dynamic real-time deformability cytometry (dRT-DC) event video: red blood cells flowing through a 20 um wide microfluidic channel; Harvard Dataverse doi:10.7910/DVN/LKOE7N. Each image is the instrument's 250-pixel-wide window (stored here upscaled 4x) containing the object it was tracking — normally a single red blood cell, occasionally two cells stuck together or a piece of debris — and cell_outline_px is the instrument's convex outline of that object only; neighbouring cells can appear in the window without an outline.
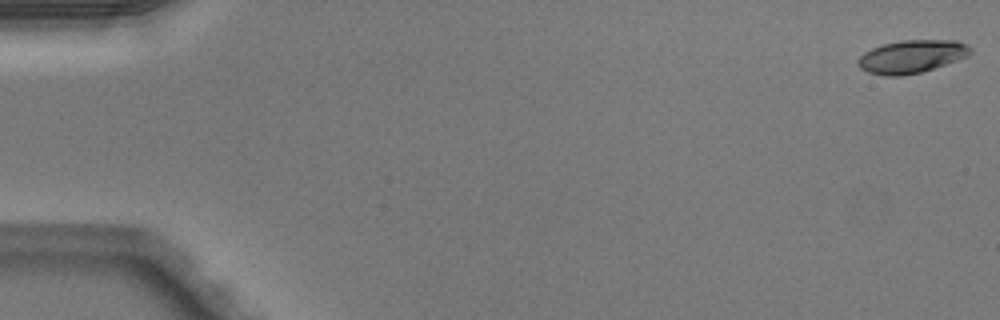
{"species": "Egyptian fruit bat (a non-hibernating species)", "species_latin": "Rousettus aegyptiacus", "temperature_condition": "warm", "stored_images_in_passage": 50, "camera_frame_rate_fps": 3000, "um_per_image_px": 0.085, "animal": {"sex": "male"}, "frame": {"image": 1, "passage_image": 1, "time_ms": 0.0, "image_size_px": [1000, 320], "cell_outline_px": [[972, 52], [968, 56], [920, 72], [900, 76], [884, 76], [868, 72], [860, 68], [856, 64], [856, 60], [864, 52], [872, 48], [884, 44], [900, 40], [956, 40], [972, 48]], "centroid_in_image_um": [77.45, 4.8], "position_along_channel_um": 7.6, "area_um2": 21.5}}
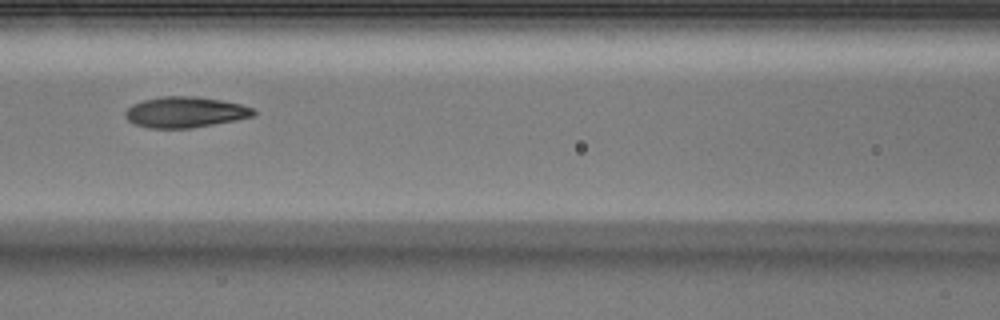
{"frame": {"image": 2, "passage_image": 23, "time_ms": 7.333, "image_size_px": [1000, 320], "cell_outline_px": [[256, 112], [252, 116], [236, 120], [192, 128], [148, 128], [136, 124], [128, 120], [124, 116], [124, 112], [132, 104], [144, 100], [160, 96], [196, 96], [220, 100], [240, 104], [252, 108]], "centroid_in_image_um": [15.71, 9.53], "position_along_channel_um": 150.9, "area_um2": 22.95}}
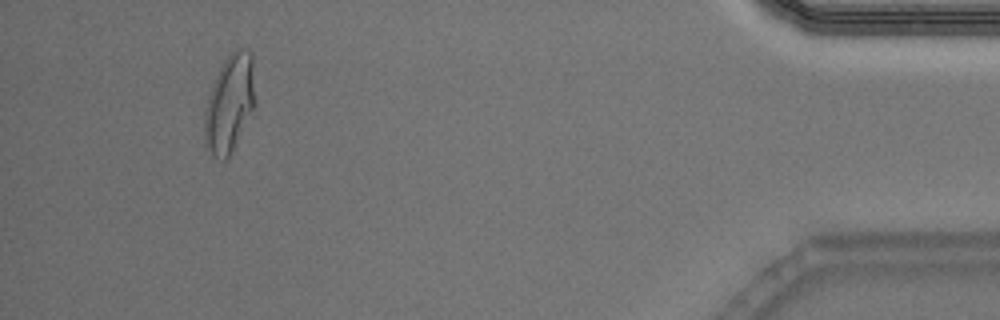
{"frame": {"image": 3, "passage_image": 47, "time_ms": 15.333, "image_size_px": [1000, 320], "cell_outline_px": [[256, 104], [228, 160], [220, 160], [204, 144], [204, 108], [212, 84], [224, 60], [236, 48], [244, 48], [252, 52]], "centroid_in_image_um": [19.52, 8.79], "position_along_channel_um": 415.7, "area_um2": 29.13}, "authors_computed_cell_mechanics": {"area_um2": 22.9755, "velocity_mm_per_s": 4.0937, "shape_relaxation_time_tau1_ms": 4.4756, "shape_relaxation_time_tau2_ms": 1.5275, "deformation_change_tau1": 0.1864, "deformation_change_tau2": 0.0782}}